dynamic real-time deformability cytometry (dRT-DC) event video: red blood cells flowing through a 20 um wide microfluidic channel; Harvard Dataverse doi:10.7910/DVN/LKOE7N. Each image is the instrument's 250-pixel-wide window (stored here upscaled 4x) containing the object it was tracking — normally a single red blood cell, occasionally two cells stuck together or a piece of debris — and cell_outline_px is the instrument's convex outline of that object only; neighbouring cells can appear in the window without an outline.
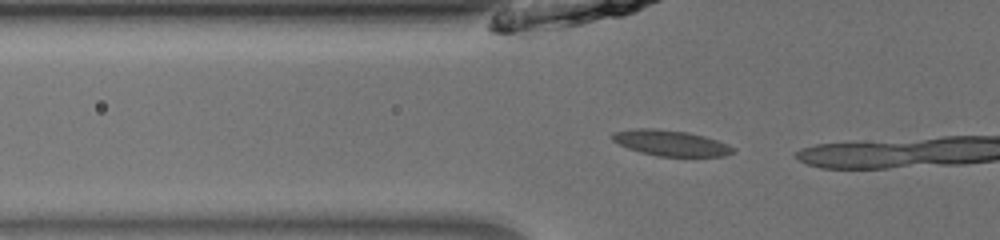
{"species": "common noctule bat (a hibernating species)", "species_latin": "Nyctalus noctula", "temperature_condition": "room temperature", "stored_images_in_passage": 9, "camera_frame_rate_fps": 3000, "um_per_image_px": 0.085, "animal": {"sex": "male", "body_mass_g": 13.0, "forearm_length_mm": 53.1}, "frame": {"image": 1, "passage_image": 7, "time_ms": 2.0, "image_size_px": [1000, 240], "cell_outline_px": [[736, 152], [724, 156], [660, 156], [640, 152], [628, 148], [612, 140], [612, 132], [632, 128], [656, 128], [688, 132], [704, 136], [728, 144], [736, 148]], "centroid_in_image_um": [57.02, 12.15], "position_along_channel_um": 68.8, "area_um2": 18.15}}